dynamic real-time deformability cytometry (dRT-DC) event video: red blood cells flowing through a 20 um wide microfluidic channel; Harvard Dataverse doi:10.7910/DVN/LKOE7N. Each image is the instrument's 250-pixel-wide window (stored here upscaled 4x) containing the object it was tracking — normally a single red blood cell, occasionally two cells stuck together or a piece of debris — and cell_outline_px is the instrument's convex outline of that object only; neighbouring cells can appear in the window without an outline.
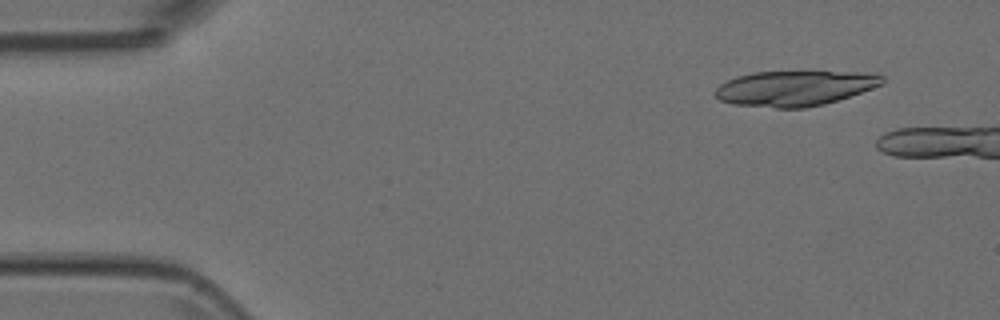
{"species": "Egyptian fruit bat (a non-hibernating species)", "species_latin": "Rousettus aegyptiacus", "temperature_condition": "room temperature", "stored_images_in_passage": 3, "camera_frame_rate_fps": 3000, "um_per_image_px": 0.085, "animal": {"sex": "female"}, "frame": {"image": 1, "passage_image": 1, "time_ms": 0.0, "image_size_px": [1000, 320], "cell_outline_px": [[884, 84], [824, 104], [804, 108], [776, 108], [732, 104], [720, 100], [712, 92], [720, 84], [736, 76], [756, 72], [864, 72], [884, 76]], "centroid_in_image_um": [67.52, 7.5], "position_along_channel_um": 17.5, "area_um2": 34.1}}